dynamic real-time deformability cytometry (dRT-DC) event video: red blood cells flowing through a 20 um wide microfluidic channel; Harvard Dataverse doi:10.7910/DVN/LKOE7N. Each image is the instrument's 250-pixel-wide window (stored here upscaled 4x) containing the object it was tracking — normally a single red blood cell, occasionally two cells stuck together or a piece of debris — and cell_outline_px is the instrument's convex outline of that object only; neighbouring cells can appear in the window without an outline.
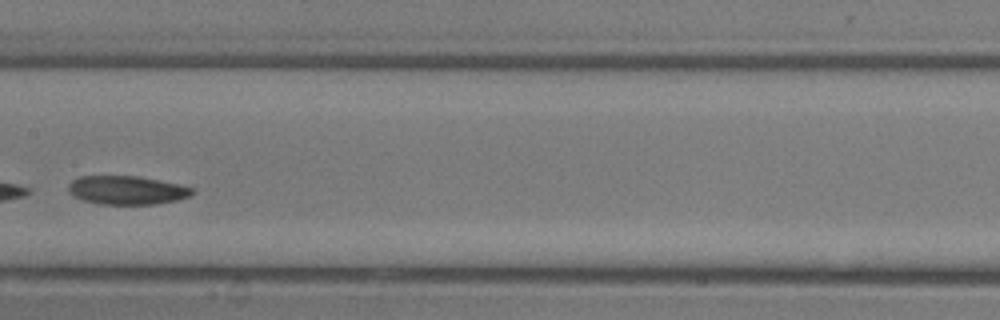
{"species": "common noctule bat (a hibernating species)", "species_latin": "Nyctalus noctula", "temperature_condition": "room temperature", "stored_images_in_passage": 15, "camera_frame_rate_fps": 3000, "um_per_image_px": 0.085, "animal": {"sex": "male", "body_mass_g": 13.3}, "frame": {"image": 1, "passage_image": 11, "time_ms": 3.333, "image_size_px": [1000, 320], "cell_outline_px": [[196, 192], [188, 196], [176, 200], [156, 204], [100, 204], [84, 200], [72, 196], [68, 192], [68, 184], [72, 180], [80, 176], [140, 176], [176, 184], [192, 188]], "centroid_in_image_um": [10.73, 16.16], "position_along_channel_um": 196.7, "area_um2": 20.58}}